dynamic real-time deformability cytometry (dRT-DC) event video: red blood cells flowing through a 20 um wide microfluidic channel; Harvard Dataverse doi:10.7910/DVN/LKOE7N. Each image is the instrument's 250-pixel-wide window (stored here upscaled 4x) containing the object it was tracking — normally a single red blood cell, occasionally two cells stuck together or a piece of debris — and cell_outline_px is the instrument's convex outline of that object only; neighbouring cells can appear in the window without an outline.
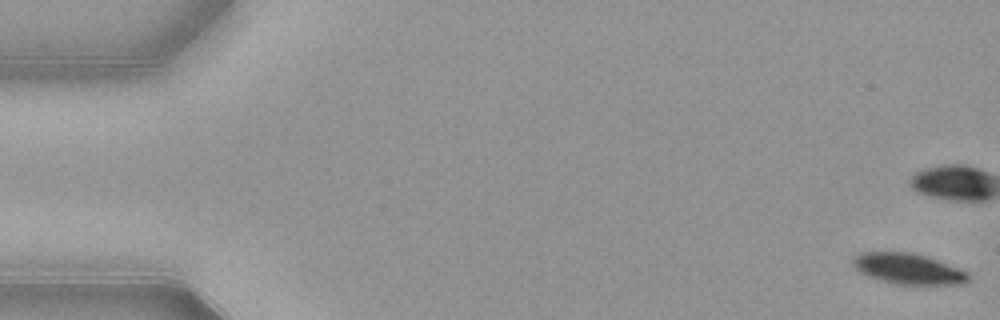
{"species": "common noctule bat (a hibernating species)", "species_latin": "Nyctalus noctula", "temperature_condition": "warm", "stored_images_in_passage": 54, "camera_frame_rate_fps": 3000, "um_per_image_px": 0.085, "animal": {"sex": "female", "body_mass_g": 21.9}, "frame": {"image": 1, "passage_image": 1, "time_ms": 0.0, "image_size_px": [1000, 320], "cell_outline_px": [[972, 280], [964, 284], [892, 284], [868, 276], [860, 272], [852, 264], [852, 256], [860, 252], [912, 252], [928, 256], [960, 268], [968, 272], [972, 276]], "centroid_in_image_um": [77.24, 22.84], "position_along_channel_um": 7.8, "area_um2": 21.1}, "authors_computed_cell_mechanics": {"area_um2": 24.3049, "velocity_mm_per_s": 3.8629, "shape_relaxation_time_tau1_ms": 2.8317, "shape_relaxation_time_tau2_ms": null, "deformation_change_tau1": 0.0992, "deformation_change_tau2": null}}